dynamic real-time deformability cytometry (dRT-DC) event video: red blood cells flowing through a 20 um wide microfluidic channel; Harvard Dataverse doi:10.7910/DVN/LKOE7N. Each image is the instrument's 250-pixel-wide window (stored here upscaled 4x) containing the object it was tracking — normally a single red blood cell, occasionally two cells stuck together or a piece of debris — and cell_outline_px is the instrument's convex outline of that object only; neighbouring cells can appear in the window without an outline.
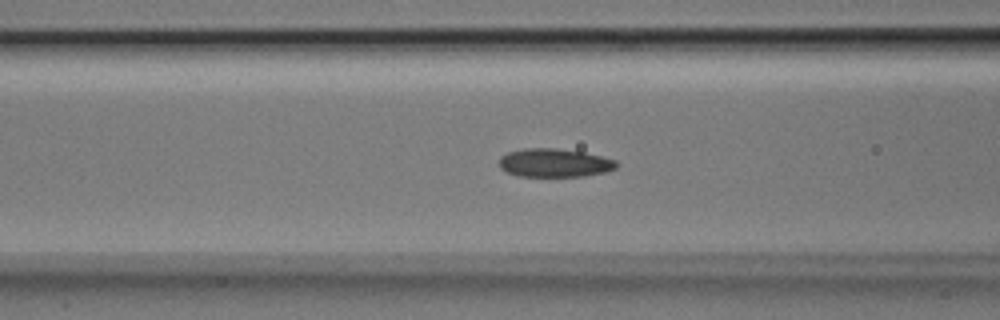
{"species": "Egyptian fruit bat (a non-hibernating species)", "species_latin": "Rousettus aegyptiacus", "temperature_condition": "room temperature", "stored_images_in_passage": 52, "camera_frame_rate_fps": 3000, "um_per_image_px": 0.085, "animal": {"sex": "male"}, "frame": {"image": 1, "passage_image": 20, "time_ms": 6.333, "image_size_px": [1000, 320], "cell_outline_px": [[620, 164], [616, 168], [604, 172], [584, 176], [516, 176], [500, 168], [500, 156], [508, 152], [524, 148], [556, 148], [584, 152], [616, 160]], "centroid_in_image_um": [47.13, 13.84], "position_along_channel_um": 119.5, "area_um2": 19.48}}
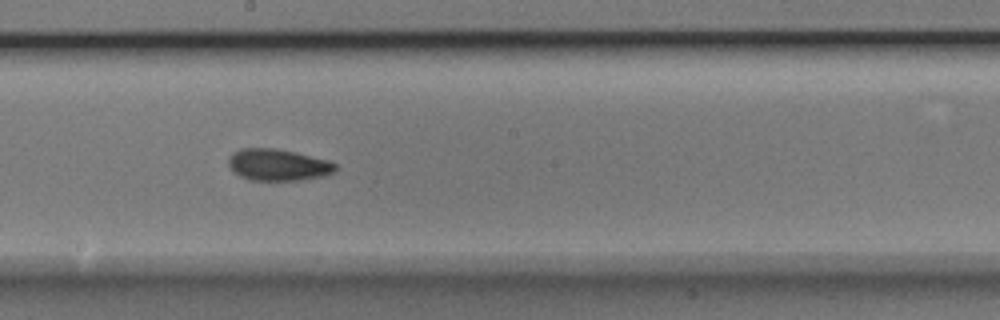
{"frame": {"image": 2, "passage_image": 28, "time_ms": 9.0, "image_size_px": [1000, 320], "cell_outline_px": [[336, 168], [332, 172], [320, 176], [300, 180], [248, 180], [240, 176], [228, 164], [228, 160], [232, 152], [240, 148], [276, 148], [296, 152], [328, 160], [336, 164]], "centroid_in_image_um": [23.6, 13.99], "position_along_channel_um": 224.6, "area_um2": 19.59}}
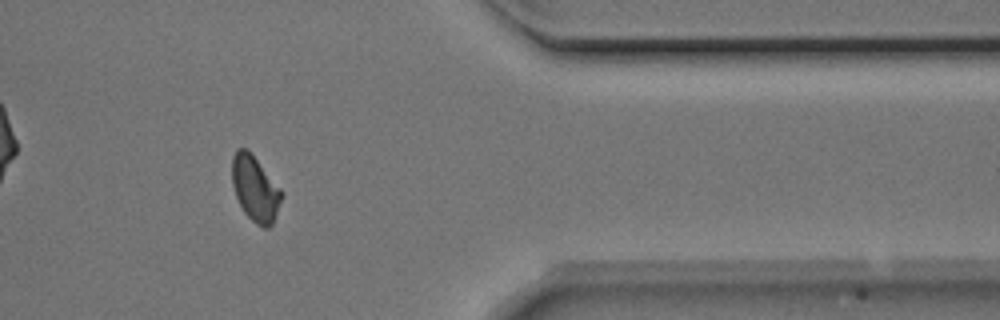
{"frame": {"image": 3, "passage_image": 42, "time_ms": 13.667, "image_size_px": [1000, 320], "cell_outline_px": [[284, 192], [272, 224], [268, 228], [264, 228], [256, 224], [244, 212], [236, 196], [232, 184], [232, 156], [236, 148], [248, 148]], "centroid_in_image_um": [21.68, 15.99], "position_along_channel_um": 389.7, "area_um2": 18.96}}